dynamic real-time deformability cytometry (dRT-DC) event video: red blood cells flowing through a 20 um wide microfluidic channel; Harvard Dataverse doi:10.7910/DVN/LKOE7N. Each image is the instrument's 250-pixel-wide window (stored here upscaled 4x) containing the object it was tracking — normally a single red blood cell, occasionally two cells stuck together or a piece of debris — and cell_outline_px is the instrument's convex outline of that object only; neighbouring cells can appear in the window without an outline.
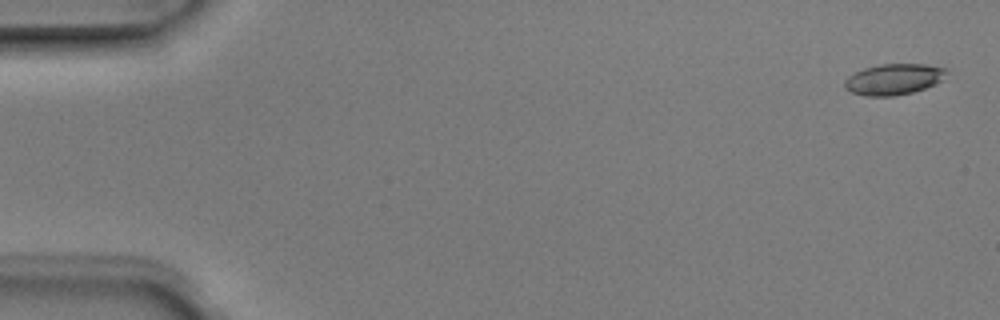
{"species": "Egyptian fruit bat (a non-hibernating species)", "species_latin": "Rousettus aegyptiacus", "temperature_condition": "room temperature", "stored_images_in_passage": 4, "camera_frame_rate_fps": 3000, "um_per_image_px": 0.085, "animal": {"sex": "male"}, "frame": {"image": 1, "passage_image": 1, "time_ms": 0.0, "image_size_px": [1000, 320], "cell_outline_px": [[948, 68], [944, 80], [936, 84], [912, 92], [892, 96], [864, 96], [852, 92], [844, 88], [844, 80], [848, 76], [864, 68], [880, 64], [924, 64]], "centroid_in_image_um": [75.98, 6.73], "position_along_channel_um": 9.0, "area_um2": 18.5}}